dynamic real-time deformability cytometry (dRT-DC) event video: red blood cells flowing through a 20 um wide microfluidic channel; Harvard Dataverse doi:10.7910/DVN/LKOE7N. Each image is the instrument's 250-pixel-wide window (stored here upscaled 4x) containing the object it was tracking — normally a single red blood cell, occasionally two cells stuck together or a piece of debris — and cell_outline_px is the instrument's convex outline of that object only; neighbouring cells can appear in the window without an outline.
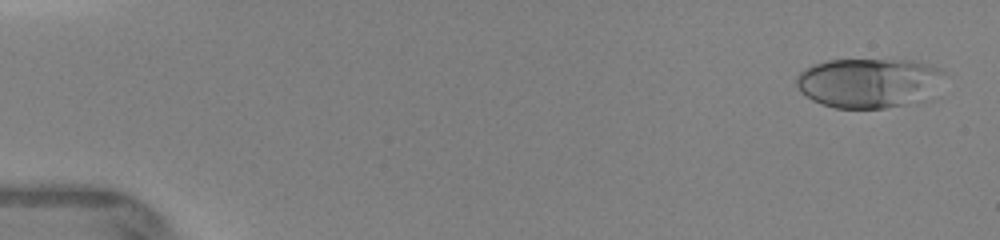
{"species": "human", "species_latin": "Homo sapiens", "temperature_condition": "warm", "stored_images_in_passage": 51, "camera_frame_rate_fps": 3000, "um_per_image_px": 0.085, "donor": {"sex": "female"}, "frame": {"image": 1, "passage_image": 1, "time_ms": 0.0, "image_size_px": [1000, 240], "cell_outline_px": [[944, 72], [932, 100], [884, 108], [836, 108], [820, 104], [812, 100], [800, 92], [796, 84], [796, 76], [804, 68], [812, 64], [828, 60], [912, 60], [928, 64], [940, 68]], "centroid_in_image_um": [73.87, 7.05], "position_along_channel_um": 11.1, "area_um2": 43.52}}
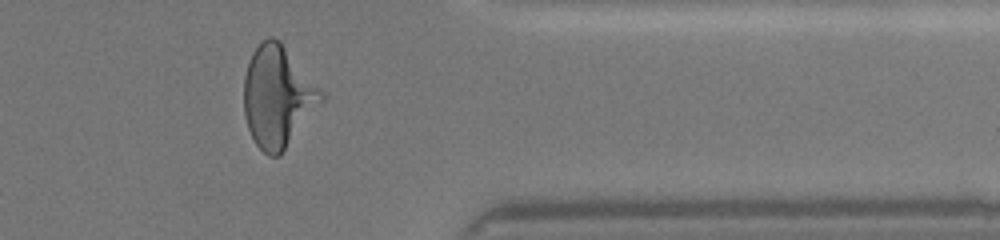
{"frame": {"image": 2, "passage_image": 38, "time_ms": 12.0, "image_size_px": [1000, 240], "cell_outline_px": [[324, 100], [280, 156], [268, 156], [256, 144], [248, 128], [244, 116], [244, 76], [248, 60], [252, 52], [268, 36], [272, 36], [280, 40], [324, 92]], "centroid_in_image_um": [23.6, 8.2], "position_along_channel_um": 387.8, "area_um2": 45.72}}
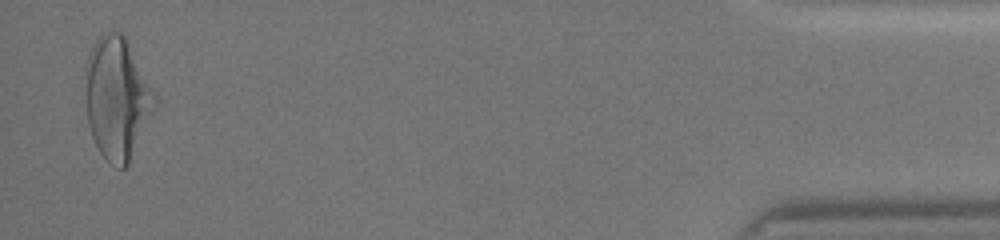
{"frame": {"image": 3, "passage_image": 49, "time_ms": 14.333, "image_size_px": [1000, 240], "cell_outline_px": [[156, 96], [128, 164], [124, 168], [120, 168], [108, 160], [100, 152], [92, 136], [88, 124], [84, 100], [84, 68], [88, 52], [96, 40], [104, 32], [120, 32], [128, 40], [156, 92]], "centroid_in_image_um": [9.88, 8.24], "position_along_channel_um": 425.3, "area_um2": 48.9}}